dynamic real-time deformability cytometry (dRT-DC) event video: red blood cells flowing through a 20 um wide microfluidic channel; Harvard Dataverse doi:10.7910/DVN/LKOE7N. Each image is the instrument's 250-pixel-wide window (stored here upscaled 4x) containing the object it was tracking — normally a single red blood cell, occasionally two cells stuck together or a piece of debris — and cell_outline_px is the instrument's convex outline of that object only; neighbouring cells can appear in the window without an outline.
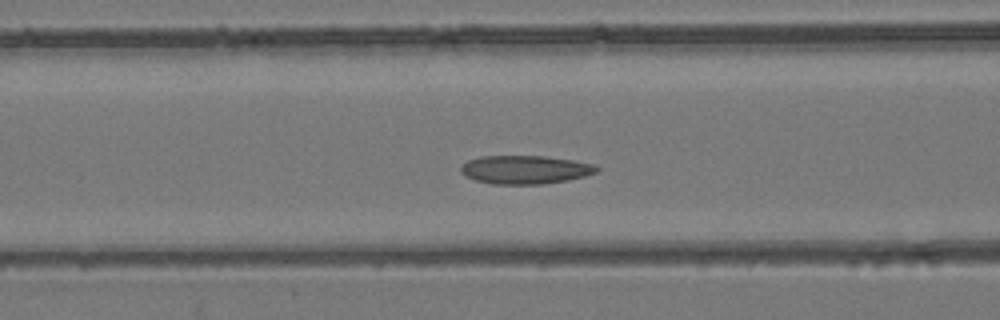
{"species": "common noctule bat (a hibernating species)", "species_latin": "Nyctalus noctula", "temperature_condition": "room temperature", "stored_images_in_passage": 54, "segment_of_instrument_passage": [1, 2], "camera_frame_rate_fps": 3000, "um_per_image_px": 0.085, "animal": {"sex": "female", "body_mass_g": 24.6, "forearm_length_mm": 56.2}, "frame": {"image": 1, "passage_image": 21, "time_ms": 6.667, "image_size_px": [1000, 320], "cell_outline_px": [[600, 168], [596, 172], [584, 176], [568, 180], [544, 184], [492, 184], [476, 180], [464, 176], [460, 172], [460, 168], [468, 160], [480, 156], [544, 156], [572, 160], [596, 164]], "centroid_in_image_um": [44.64, 14.42], "position_along_channel_um": 122.0, "area_um2": 22.6}}
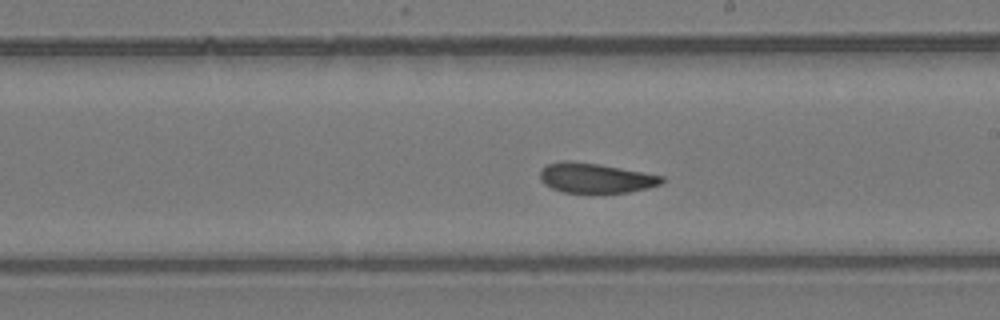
{"frame": {"image": 2, "passage_image": 30, "time_ms": 9.667, "image_size_px": [1000, 320], "cell_outline_px": [[664, 180], [660, 184], [648, 188], [628, 192], [564, 192], [552, 188], [544, 184], [540, 180], [540, 172], [548, 164], [564, 160], [568, 160], [600, 164], [664, 176]], "centroid_in_image_um": [50.62, 15.12], "position_along_channel_um": 238.4, "area_um2": 20.98}}
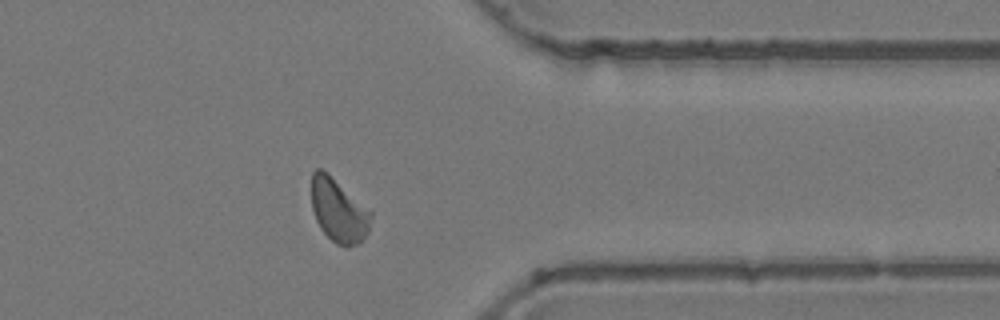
{"frame": {"image": 3, "passage_image": 42, "time_ms": 13.667, "image_size_px": [1000, 320], "cell_outline_px": [[372, 216], [368, 232], [364, 240], [360, 244], [336, 244], [320, 228], [316, 220], [312, 208], [312, 172], [316, 168], [320, 168], [328, 172], [372, 212]], "centroid_in_image_um": [28.78, 17.87], "position_along_channel_um": 382.6, "area_um2": 21.91}}